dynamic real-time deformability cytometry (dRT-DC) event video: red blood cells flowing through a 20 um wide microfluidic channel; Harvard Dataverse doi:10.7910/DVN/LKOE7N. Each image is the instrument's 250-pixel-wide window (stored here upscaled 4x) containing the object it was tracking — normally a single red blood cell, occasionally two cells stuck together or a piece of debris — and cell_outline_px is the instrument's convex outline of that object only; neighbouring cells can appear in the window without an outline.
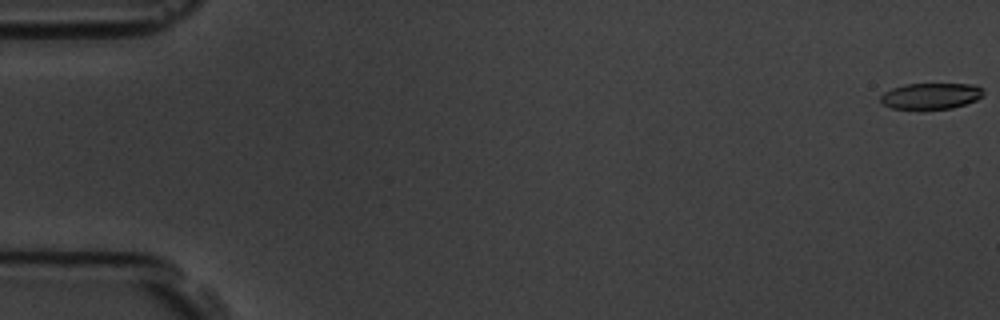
{"species": "common noctule bat (a hibernating species)", "species_latin": "Nyctalus noctula", "temperature_condition": "room temperature", "stored_images_in_passage": 11, "camera_frame_rate_fps": 3000, "um_per_image_px": 0.085, "animal": {"sex": "male", "body_mass_g": 19.5, "forearm_length_mm": 54.6}, "frame": {"image": 1, "passage_image": 1, "time_ms": 0.0, "image_size_px": [1000, 320], "cell_outline_px": [[984, 96], [976, 100], [952, 108], [892, 108], [880, 104], [880, 96], [884, 92], [892, 88], [904, 84], [972, 84], [984, 88]], "centroid_in_image_um": [79.13, 8.14], "position_along_channel_um": 5.9, "area_um2": 15.61}}
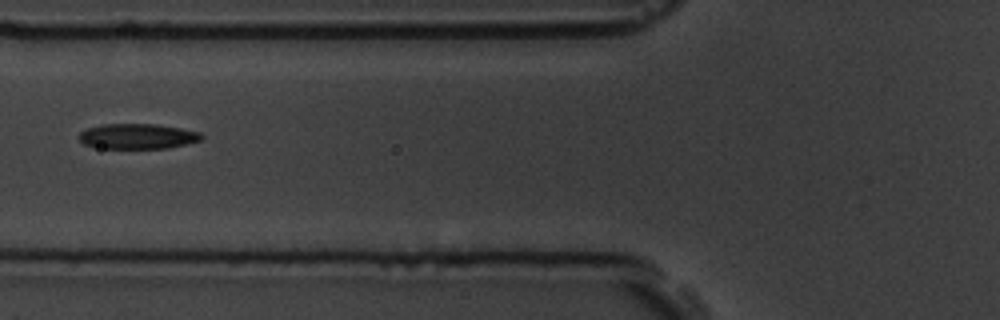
{"frame": {"image": 2, "passage_image": 7, "time_ms": 7.0, "image_size_px": [1000, 320], "cell_outline_px": [[204, 136], [200, 140], [168, 148], [100, 148], [84, 144], [80, 140], [80, 132], [88, 128], [104, 124], [156, 124], [180, 128], [200, 132]], "centroid_in_image_um": [11.7, 11.58], "position_along_channel_um": 114.1, "area_um2": 17.8}}
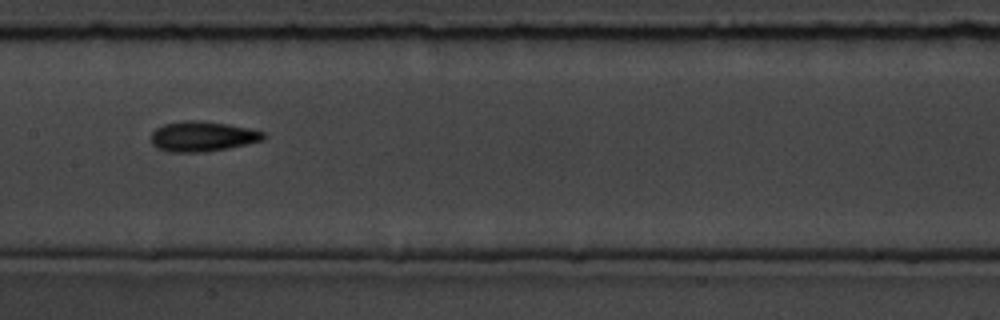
{"frame": {"image": 3, "passage_image": 9, "time_ms": 9.0, "image_size_px": [1000, 320], "cell_outline_px": [[268, 136], [264, 140], [228, 148], [204, 152], [168, 152], [156, 148], [152, 144], [152, 132], [156, 128], [164, 124], [184, 120], [196, 120], [228, 124], [248, 128], [264, 132]], "centroid_in_image_um": [17.21, 11.6], "position_along_channel_um": 190.2, "area_um2": 19.83}}